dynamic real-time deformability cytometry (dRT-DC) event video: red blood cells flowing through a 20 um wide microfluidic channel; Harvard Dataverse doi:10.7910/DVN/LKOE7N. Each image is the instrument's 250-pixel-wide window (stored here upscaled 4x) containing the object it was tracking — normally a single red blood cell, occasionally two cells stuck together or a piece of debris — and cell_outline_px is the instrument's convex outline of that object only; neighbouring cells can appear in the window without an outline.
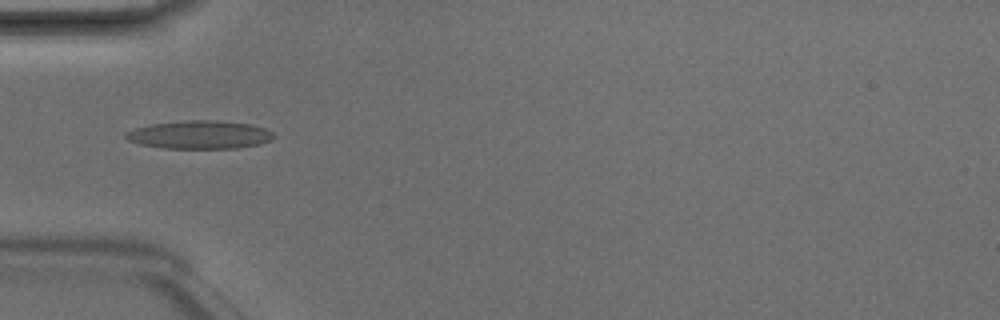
{"species": "Egyptian fruit bat (a non-hibernating species)", "species_latin": "Rousettus aegyptiacus", "temperature_condition": "room temperature", "stored_images_in_passage": 4, "camera_frame_rate_fps": 3000, "um_per_image_px": 0.085, "animal": {"sex": "male"}, "frame": {"image": 1, "passage_image": 4, "time_ms": 1.0, "image_size_px": [1000, 320], "cell_outline_px": [[276, 136], [272, 140], [260, 144], [240, 148], [164, 148], [140, 144], [128, 140], [124, 136], [124, 132], [136, 128], [152, 124], [188, 120], [216, 120], [252, 124], [264, 128], [272, 132]], "centroid_in_image_um": [17.0, 11.45], "position_along_channel_um": 68.0, "area_um2": 24.39}}